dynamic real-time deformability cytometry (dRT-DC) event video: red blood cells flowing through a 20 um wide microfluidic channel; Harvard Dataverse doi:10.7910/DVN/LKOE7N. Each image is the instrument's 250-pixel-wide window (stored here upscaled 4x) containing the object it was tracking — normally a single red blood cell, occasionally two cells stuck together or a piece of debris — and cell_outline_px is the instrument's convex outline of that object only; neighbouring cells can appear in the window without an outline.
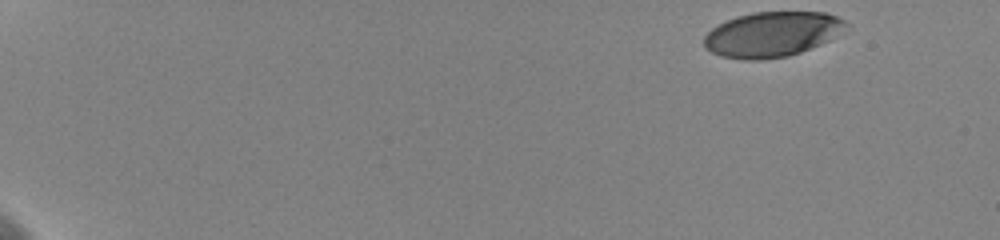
{"species": "human", "species_latin": "Homo sapiens", "temperature_condition": "cold", "stored_images_in_passage": 47, "camera_frame_rate_fps": 3000, "um_per_image_px": 0.085, "donor": {"sex": "female"}, "frame": {"image": 1, "passage_image": 1, "time_ms": 0.0, "image_size_px": [1000, 240], "cell_outline_px": [[852, 24], [828, 40], [820, 44], [800, 52], [788, 56], [760, 60], [744, 60], [720, 56], [704, 48], [704, 36], [712, 28], [736, 16], [752, 12], [824, 12], [836, 16]], "centroid_in_image_um": [65.62, 2.91], "position_along_channel_um": 19.4, "area_um2": 37.28}}
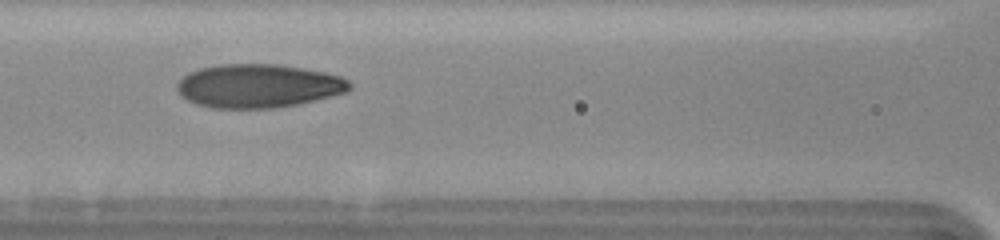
{"frame": {"image": 2, "passage_image": 25, "time_ms": 8.0, "image_size_px": [1000, 240], "cell_outline_px": [[352, 88], [348, 92], [300, 104], [276, 108], [212, 108], [196, 104], [180, 96], [176, 88], [176, 84], [188, 72], [200, 68], [216, 64], [280, 64], [324, 72], [340, 76], [348, 80], [352, 84]], "centroid_in_image_um": [21.96, 7.3], "position_along_channel_um": 144.6, "area_um2": 44.27}}
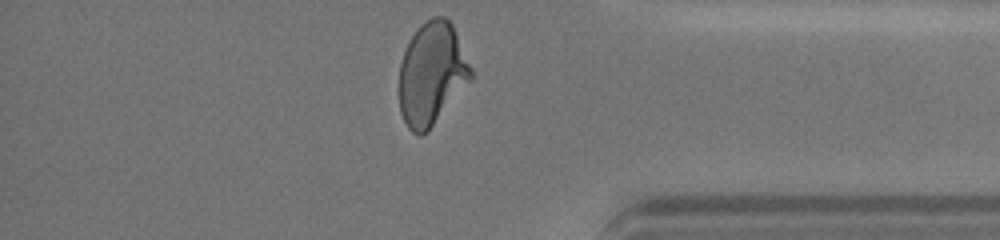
{"frame": {"image": 3, "passage_image": 47, "time_ms": 15.333, "image_size_px": [1000, 240], "cell_outline_px": [[472, 80], [428, 132], [420, 136], [412, 132], [408, 128], [400, 112], [400, 64], [408, 40], [416, 28], [420, 24], [432, 16], [444, 16], [452, 24], [472, 68]], "centroid_in_image_um": [36.71, 6.28], "position_along_channel_um": 398.5, "area_um2": 43.23}, "authors_computed_cell_mechanics": {"area_um2": 41.905, "velocity_mm_per_s": 3.5951, "shape_relaxation_time_tau1_ms": 4.327, "shape_relaxation_time_tau2_ms": 1.1416, "deformation_change_tau1": 0.1807, "deformation_change_tau2": 0.0678}}